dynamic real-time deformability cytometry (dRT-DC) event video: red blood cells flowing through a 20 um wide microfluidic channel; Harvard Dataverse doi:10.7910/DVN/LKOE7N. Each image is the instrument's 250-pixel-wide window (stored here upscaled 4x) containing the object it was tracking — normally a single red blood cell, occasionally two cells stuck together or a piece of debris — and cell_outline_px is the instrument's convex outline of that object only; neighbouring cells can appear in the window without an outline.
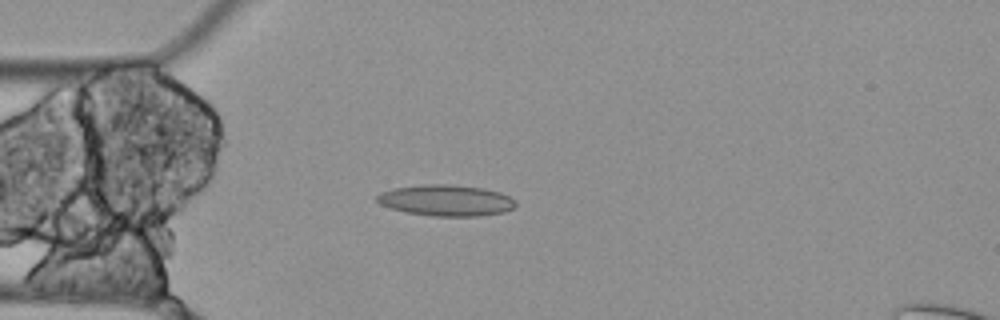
{"species": "Egyptian fruit bat (a non-hibernating species)", "species_latin": "Rousettus aegyptiacus", "temperature_condition": "cold", "stored_images_in_passage": 2, "camera_frame_rate_fps": 3000, "um_per_image_px": 0.085, "animal": {"sex": "female"}, "frame": {"image": 1, "passage_image": 1, "time_ms": 0.0, "image_size_px": [1000, 320], "cell_outline_px": [[516, 204], [512, 208], [504, 212], [476, 216], [432, 216], [408, 212], [392, 208], [380, 204], [376, 200], [376, 196], [380, 192], [392, 188], [424, 184], [448, 184], [480, 188], [500, 192], [516, 200]], "centroid_in_image_um": [37.9, 17.03], "position_along_channel_um": 47.1, "area_um2": 25.03}}